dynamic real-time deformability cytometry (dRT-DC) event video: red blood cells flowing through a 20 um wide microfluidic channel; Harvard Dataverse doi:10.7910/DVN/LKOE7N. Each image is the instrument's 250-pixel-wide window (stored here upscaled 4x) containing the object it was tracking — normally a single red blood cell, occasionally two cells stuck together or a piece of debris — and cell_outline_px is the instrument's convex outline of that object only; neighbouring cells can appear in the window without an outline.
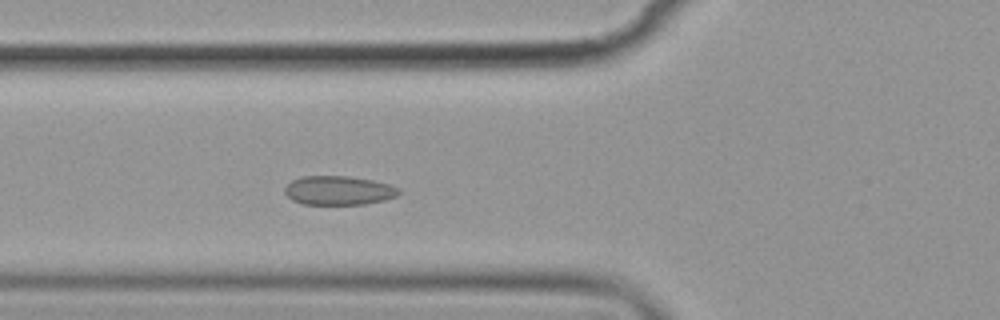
{"species": "common noctule bat (a hibernating species)", "species_latin": "Nyctalus noctula", "temperature_condition": "cold", "stored_images_in_passage": 5, "camera_frame_rate_fps": 3000, "um_per_image_px": 0.085, "animal": {"sex": "female", "body_mass_g": 19.9}, "frame": {"image": 1, "passage_image": 5, "time_ms": 4.667, "image_size_px": [1000, 320], "cell_outline_px": [[400, 192], [396, 196], [384, 200], [364, 204], [304, 204], [292, 200], [284, 192], [284, 188], [292, 180], [300, 176], [348, 176], [372, 180], [388, 184], [400, 188]], "centroid_in_image_um": [28.77, 16.18], "position_along_channel_um": 97.0, "area_um2": 19.25}}